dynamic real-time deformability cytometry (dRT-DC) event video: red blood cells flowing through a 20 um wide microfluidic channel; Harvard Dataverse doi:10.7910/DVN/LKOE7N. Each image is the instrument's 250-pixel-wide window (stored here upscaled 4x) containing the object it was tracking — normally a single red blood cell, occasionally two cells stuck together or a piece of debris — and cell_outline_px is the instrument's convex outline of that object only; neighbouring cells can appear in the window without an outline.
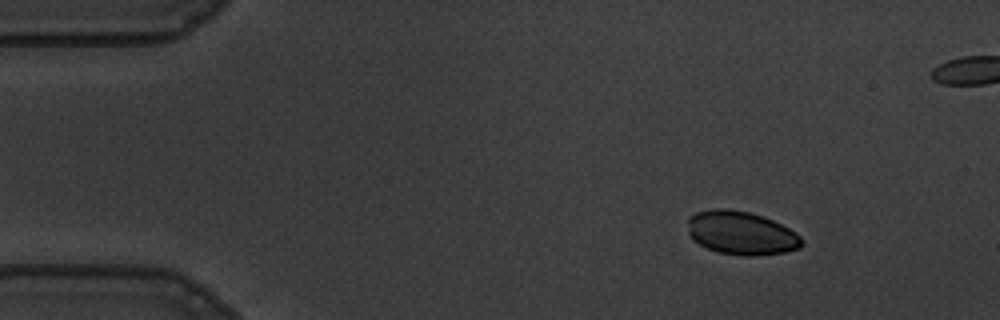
{"species": "common noctule bat (a hibernating species)", "species_latin": "Nyctalus noctula", "temperature_condition": "warm", "stored_images_in_passage": 52, "camera_frame_rate_fps": 3000, "um_per_image_px": 0.085, "animal": {"sex": "male", "body_mass_g": 19.5, "forearm_length_mm": 54.6}, "frame": {"image": 1, "passage_image": 7, "time_ms": 2.0, "image_size_px": [1000, 320], "cell_outline_px": [[804, 244], [800, 248], [784, 252], [756, 256], [744, 256], [720, 252], [708, 248], [692, 240], [688, 232], [688, 216], [696, 212], [712, 208], [724, 208], [748, 212], [772, 220], [796, 232], [800, 236]], "centroid_in_image_um": [62.99, 19.8], "position_along_channel_um": 22.0, "area_um2": 28.9}}
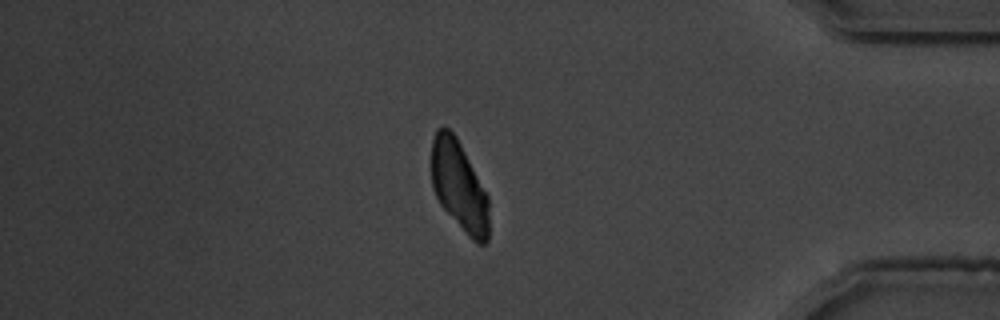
{"frame": {"image": 2, "passage_image": 48, "time_ms": 15.667, "image_size_px": [1000, 320], "cell_outline_px": [[488, 240], [484, 244], [476, 244], [468, 236], [440, 204], [432, 188], [432, 140], [436, 128], [448, 128], [456, 136], [488, 196]], "centroid_in_image_um": [39.02, 15.83], "position_along_channel_um": 396.2, "area_um2": 29.82}}